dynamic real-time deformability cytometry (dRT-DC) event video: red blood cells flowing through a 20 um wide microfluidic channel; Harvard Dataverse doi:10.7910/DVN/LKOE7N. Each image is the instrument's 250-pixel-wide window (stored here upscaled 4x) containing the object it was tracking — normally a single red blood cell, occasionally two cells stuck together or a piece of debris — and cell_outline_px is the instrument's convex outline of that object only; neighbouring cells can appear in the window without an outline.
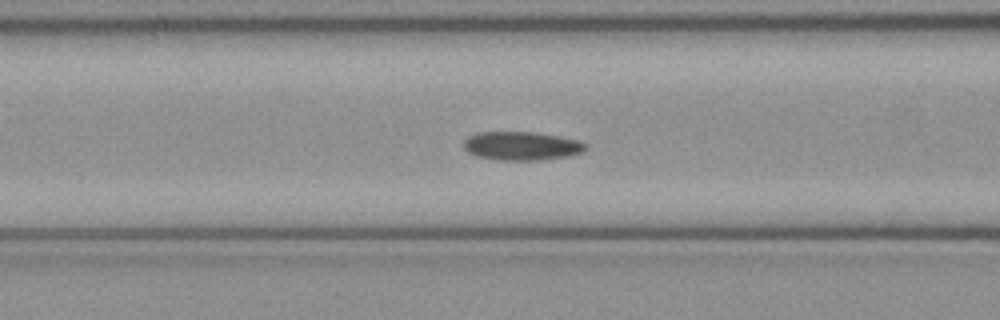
{"species": "common noctule bat (a hibernating species)", "species_latin": "Nyctalus noctula", "temperature_condition": "cold", "stored_images_in_passage": 52, "camera_frame_rate_fps": 3000, "um_per_image_px": 0.085, "animal": {"sex": "female", "body_mass_g": 21.9}, "frame": {"image": 1, "passage_image": 21, "time_ms": 6.667, "image_size_px": [1000, 320], "cell_outline_px": [[588, 148], [584, 152], [568, 156], [536, 160], [496, 160], [476, 156], [468, 152], [464, 148], [464, 140], [468, 136], [476, 132], [536, 132], [560, 136], [580, 140], [588, 144]], "centroid_in_image_um": [44.37, 12.39], "position_along_channel_um": 122.2, "area_um2": 20.63}}
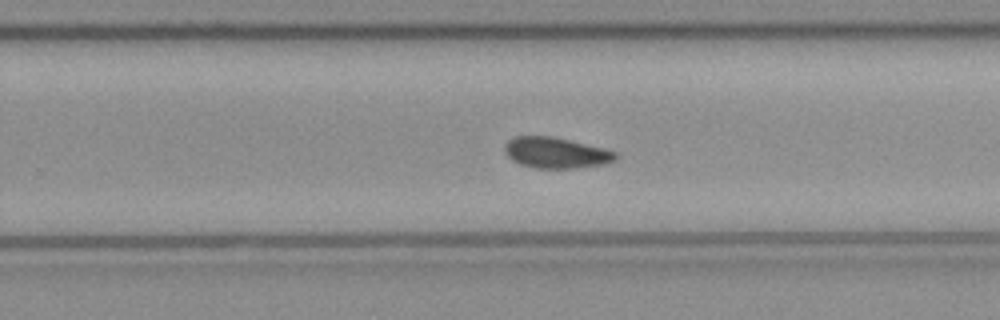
{"frame": {"image": 2, "passage_image": 33, "time_ms": 10.667, "image_size_px": [1000, 320], "cell_outline_px": [[620, 156], [616, 160], [604, 164], [572, 168], [536, 168], [520, 164], [512, 160], [504, 152], [504, 144], [508, 140], [516, 136], [556, 136], [604, 148], [616, 152]], "centroid_in_image_um": [47.26, 12.97], "position_along_channel_um": 282.5, "area_um2": 20.17}}
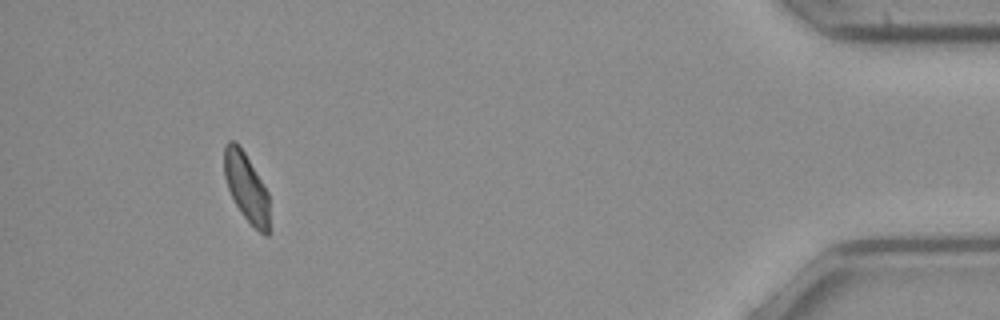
{"frame": {"image": 3, "passage_image": 48, "time_ms": 15.667, "image_size_px": [1000, 320], "cell_outline_px": [[268, 236], [264, 236], [240, 212], [228, 188], [224, 176], [224, 144], [228, 140], [236, 140], [240, 144], [268, 192]], "centroid_in_image_um": [20.91, 15.84], "position_along_channel_um": 414.3, "area_um2": 17.98}}